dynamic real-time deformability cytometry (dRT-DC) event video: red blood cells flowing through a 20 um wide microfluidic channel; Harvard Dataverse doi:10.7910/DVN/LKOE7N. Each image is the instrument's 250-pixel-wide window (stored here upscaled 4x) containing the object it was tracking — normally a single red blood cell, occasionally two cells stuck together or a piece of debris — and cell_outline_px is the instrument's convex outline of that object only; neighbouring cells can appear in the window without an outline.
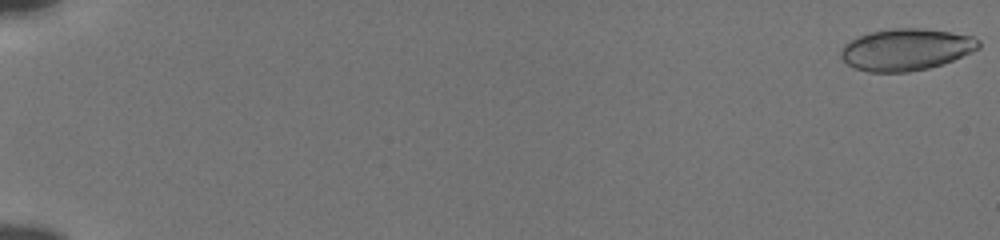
{"species": "human", "species_latin": "Homo sapiens", "temperature_condition": "cold", "stored_images_in_passage": 56, "camera_frame_rate_fps": 3000, "um_per_image_px": 0.085, "donor": {"sex": "male"}, "frame": {"image": 1, "passage_image": 1, "time_ms": 0.0, "image_size_px": [1000, 240], "cell_outline_px": [[980, 48], [972, 52], [952, 60], [928, 68], [908, 72], [868, 72], [852, 68], [840, 56], [840, 48], [844, 44], [868, 32], [892, 28], [924, 28], [972, 36], [980, 40]], "centroid_in_image_um": [76.99, 4.21], "position_along_channel_um": 8.0, "area_um2": 33.58}}
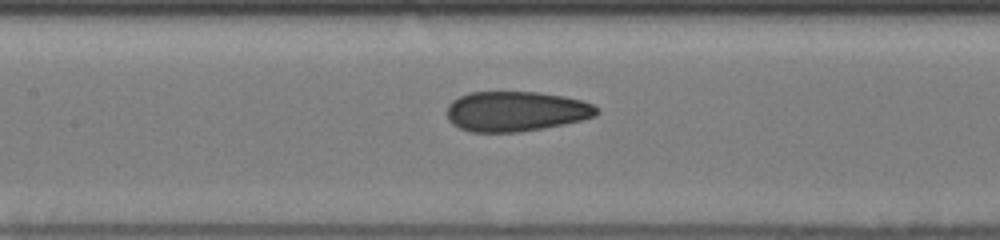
{"frame": {"image": 2, "passage_image": 29, "time_ms": 9.333, "image_size_px": [1000, 240], "cell_outline_px": [[600, 112], [596, 116], [564, 124], [544, 128], [520, 132], [472, 132], [460, 128], [452, 124], [448, 120], [448, 104], [452, 100], [468, 92], [540, 92], [564, 96], [580, 100], [592, 104], [600, 108]], "centroid_in_image_um": [43.86, 9.46], "position_along_channel_um": 163.5, "area_um2": 35.14}}
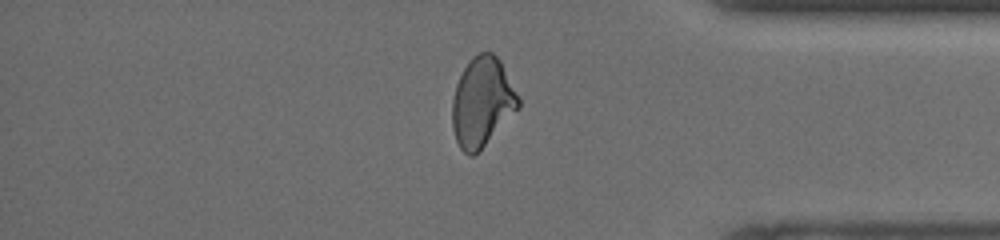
{"frame": {"image": 3, "passage_image": 48, "time_ms": 15.667, "image_size_px": [1000, 240], "cell_outline_px": [[520, 108], [472, 156], [468, 156], [460, 148], [456, 140], [452, 128], [452, 100], [456, 84], [464, 68], [472, 56], [480, 52], [492, 52], [500, 60], [520, 100]], "centroid_in_image_um": [40.97, 8.66], "position_along_channel_um": 394.2, "area_um2": 34.04}, "authors_computed_cell_mechanics": {"area_um2": 34.2176, "velocity_mm_per_s": 3.8563, "shape_relaxation_time_tau1_ms": 6.7865, "shape_relaxation_time_tau2_ms": 1.2389, "deformation_change_tau1": 0.1705, "deformation_change_tau2": 0.0703}}